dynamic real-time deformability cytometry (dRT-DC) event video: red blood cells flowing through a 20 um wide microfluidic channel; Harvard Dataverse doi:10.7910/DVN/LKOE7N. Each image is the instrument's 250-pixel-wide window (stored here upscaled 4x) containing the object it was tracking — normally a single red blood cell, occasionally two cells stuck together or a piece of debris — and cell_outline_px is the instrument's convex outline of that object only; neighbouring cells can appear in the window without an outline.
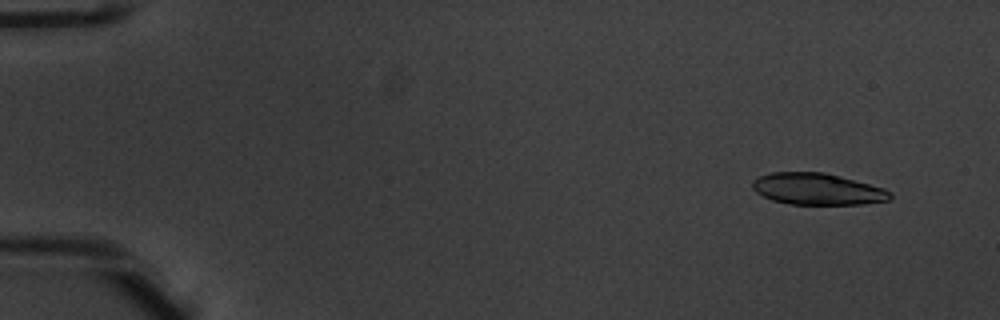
{"species": "common noctule bat (a hibernating species)", "species_latin": "Nyctalus noctula", "temperature_condition": "warm", "stored_images_in_passage": 31, "camera_frame_rate_fps": 3000, "um_per_image_px": 0.085, "animal": {"sex": "male", "body_mass_g": 20.1, "forearm_length_mm": 53.5}, "frame": {"image": 1, "passage_image": 5, "time_ms": 1.333, "image_size_px": [1000, 320], "cell_outline_px": [[892, 200], [860, 204], [792, 204], [772, 200], [756, 192], [752, 188], [752, 180], [760, 176], [772, 172], [824, 172], [840, 176], [884, 188], [892, 192]], "centroid_in_image_um": [69.49, 16.06], "position_along_channel_um": 15.5, "area_um2": 25.32}}